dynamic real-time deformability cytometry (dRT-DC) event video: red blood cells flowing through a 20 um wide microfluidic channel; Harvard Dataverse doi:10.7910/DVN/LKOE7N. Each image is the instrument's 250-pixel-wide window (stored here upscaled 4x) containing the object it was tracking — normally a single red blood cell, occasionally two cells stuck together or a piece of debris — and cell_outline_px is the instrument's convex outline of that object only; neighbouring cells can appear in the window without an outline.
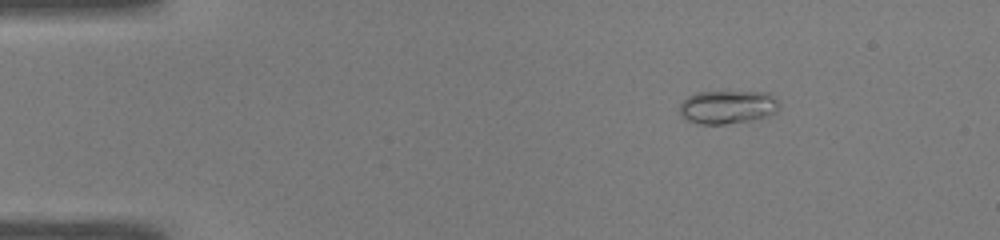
{"species": "common noctule bat (a hibernating species)", "species_latin": "Nyctalus noctula", "temperature_condition": "warm", "stored_images_in_passage": 44, "camera_frame_rate_fps": 3000, "um_per_image_px": 0.085, "animal": {"sex": "male", "body_mass_g": 19.0, "forearm_length_mm": 50.8}, "frame": {"image": 1, "passage_image": 1, "time_ms": 0.0, "image_size_px": [1000, 240], "cell_outline_px": [[780, 108], [776, 112], [764, 116], [748, 120], [724, 124], [700, 124], [688, 120], [680, 112], [680, 104], [688, 96], [696, 92], [768, 92], [780, 104]], "centroid_in_image_um": [61.84, 9.08], "position_along_channel_um": 23.2, "area_um2": 19.07}}
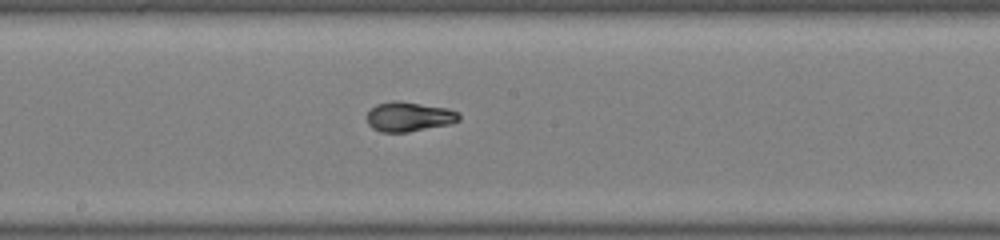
{"frame": {"image": 2, "passage_image": 21, "time_ms": 6.667, "image_size_px": [1000, 240], "cell_outline_px": [[460, 120], [452, 124], [408, 132], [380, 132], [372, 128], [368, 124], [364, 116], [376, 104], [392, 100], [400, 100], [448, 108], [460, 112]], "centroid_in_image_um": [34.76, 9.91], "position_along_channel_um": 213.4, "area_um2": 16.36}}
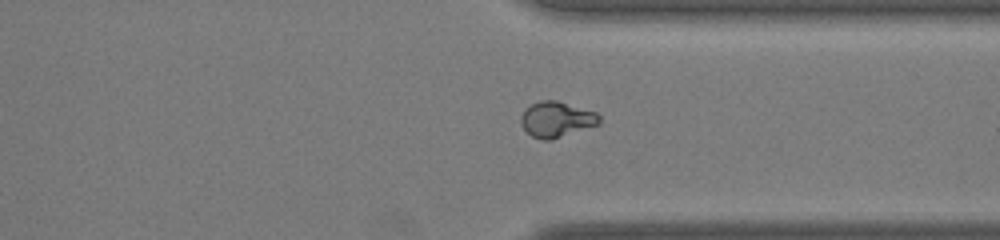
{"frame": {"image": 3, "passage_image": 32, "time_ms": 10.333, "image_size_px": [1000, 240], "cell_outline_px": [[600, 124], [552, 140], [544, 140], [532, 136], [520, 124], [520, 116], [524, 108], [540, 100], [556, 100], [596, 112], [600, 116]], "centroid_in_image_um": [47.29, 10.14], "position_along_channel_um": 364.1, "area_um2": 16.36}}